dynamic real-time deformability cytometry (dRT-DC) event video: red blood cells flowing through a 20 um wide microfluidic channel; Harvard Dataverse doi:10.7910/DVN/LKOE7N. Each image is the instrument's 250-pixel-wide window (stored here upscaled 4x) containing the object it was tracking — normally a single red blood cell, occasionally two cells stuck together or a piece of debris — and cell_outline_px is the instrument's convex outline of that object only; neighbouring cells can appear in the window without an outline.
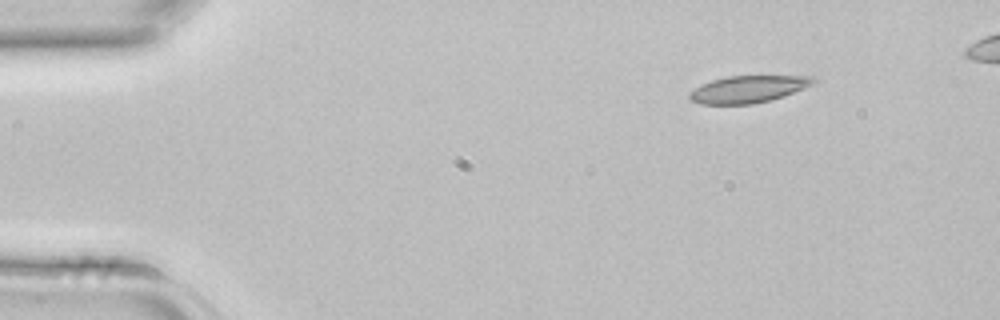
{"species": "common noctule bat (a hibernating species)", "species_latin": "Nyctalus noctula", "temperature_condition": "room temperature", "stored_images_in_passage": 3, "camera_frame_rate_fps": 3000, "um_per_image_px": 0.085, "animal": {"sex": "female", "body_mass_g": 22.7, "forearm_length_mm": 54.2}, "frame": {"image": 1, "passage_image": 1, "time_ms": 0.0, "image_size_px": [1000, 320], "cell_outline_px": [[816, 80], [812, 84], [804, 88], [784, 96], [752, 104], [700, 104], [692, 100], [688, 96], [688, 92], [700, 84], [712, 80], [728, 76], [816, 76]], "centroid_in_image_um": [63.56, 7.57], "position_along_channel_um": 21.4, "area_um2": 19.48}}